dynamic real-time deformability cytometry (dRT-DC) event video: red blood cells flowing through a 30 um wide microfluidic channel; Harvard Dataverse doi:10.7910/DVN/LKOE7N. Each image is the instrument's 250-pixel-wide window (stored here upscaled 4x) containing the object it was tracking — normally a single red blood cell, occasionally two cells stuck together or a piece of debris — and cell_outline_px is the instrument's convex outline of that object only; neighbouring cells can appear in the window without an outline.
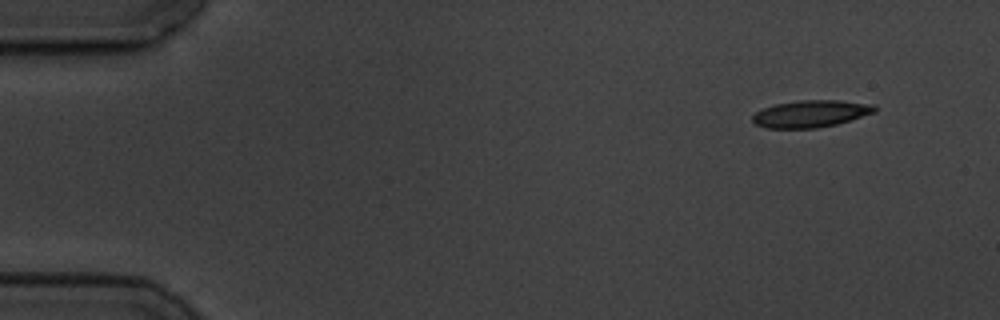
{"species": "common noctule bat (a hibernating species)", "species_latin": "Nyctalus noctula", "temperature_condition": "cold", "stored_images_in_passage": 3, "segment_of_instrument_passage": [2, 2], "camera_frame_rate_fps": 3000, "um_per_image_px": 0.085, "animal": {"sex": "male", "body_mass_g": 19.5, "forearm_length_mm": 54.6}, "frame": {"image": 1, "passage_image": 3, "time_ms": 3.0, "image_size_px": [1000, 320], "cell_outline_px": [[876, 112], [836, 124], [816, 128], [764, 128], [756, 124], [752, 120], [752, 116], [756, 112], [764, 108], [776, 104], [796, 100], [840, 100], [876, 104]], "centroid_in_image_um": [68.93, 9.66], "position_along_channel_um": 16.1, "area_um2": 19.31}}